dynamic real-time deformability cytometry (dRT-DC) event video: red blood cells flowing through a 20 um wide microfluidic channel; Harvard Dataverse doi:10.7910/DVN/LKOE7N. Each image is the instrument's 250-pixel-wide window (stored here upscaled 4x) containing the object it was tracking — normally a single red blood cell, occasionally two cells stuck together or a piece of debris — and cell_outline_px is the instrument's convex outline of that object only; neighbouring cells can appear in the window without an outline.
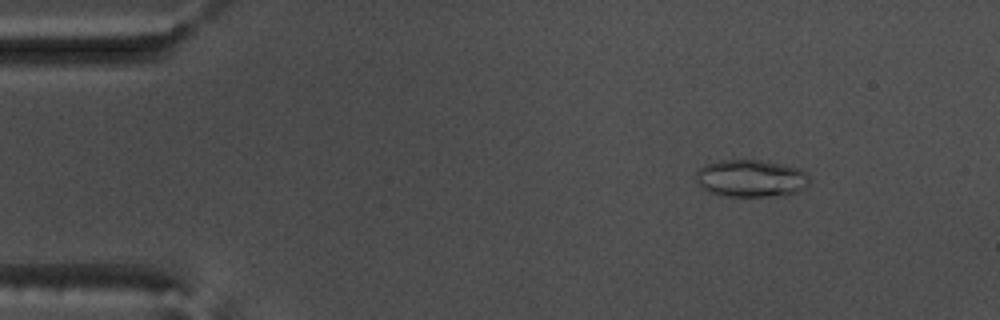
{"species": "common noctule bat (a hibernating species)", "species_latin": "Nyctalus noctula", "temperature_condition": "warm", "stored_images_in_passage": 56, "camera_frame_rate_fps": 3000, "um_per_image_px": 0.085, "animal": {"sex": "male", "body_mass_g": 17.5, "forearm_length_mm": 52.3}, "frame": {"image": 1, "passage_image": 8, "time_ms": 2.333, "image_size_px": [1000, 320], "cell_outline_px": [[808, 180], [804, 188], [796, 192], [784, 196], [724, 196], [708, 192], [696, 180], [696, 172], [704, 164], [720, 160], [760, 160], [800, 168], [808, 176]], "centroid_in_image_um": [63.81, 15.16], "position_along_channel_um": 21.2, "area_um2": 24.62}}
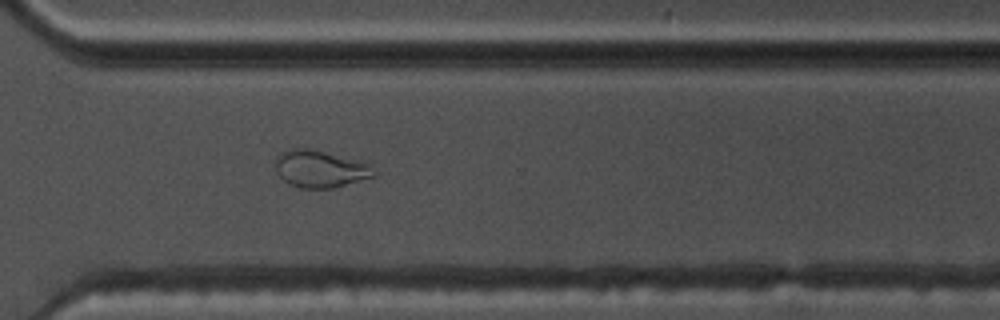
{"frame": {"image": 2, "passage_image": 41, "time_ms": 13.333, "image_size_px": [1000, 320], "cell_outline_px": [[376, 176], [332, 188], [300, 188], [288, 184], [280, 176], [276, 168], [276, 156], [284, 152], [296, 148], [308, 148], [360, 160], [368, 164], [376, 172]], "centroid_in_image_um": [27.23, 14.36], "position_along_channel_um": 343.4, "area_um2": 21.15}}
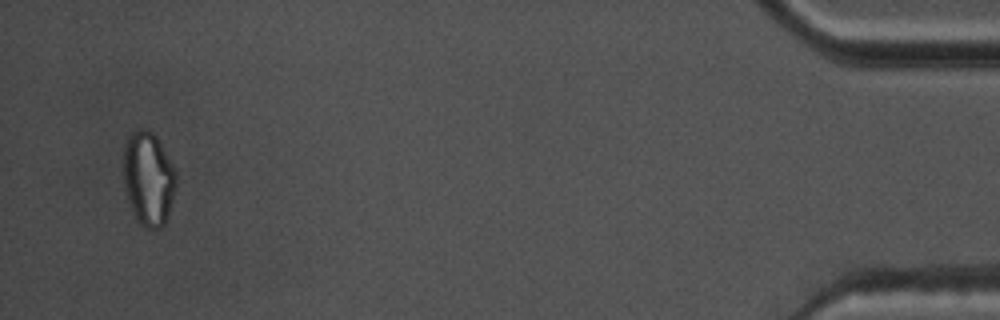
{"frame": {"image": 3, "passage_image": 54, "time_ms": 17.667, "image_size_px": [1000, 320], "cell_outline_px": [[176, 184], [172, 200], [164, 224], [160, 228], [144, 228], [136, 220], [124, 184], [124, 148], [128, 136], [132, 132], [140, 128], [148, 128], [156, 136], [172, 164], [176, 172]], "centroid_in_image_um": [12.61, 15.16], "position_along_channel_um": 422.6, "area_um2": 28.44}, "authors_computed_cell_mechanics": {"area_um2": 22.0796, "velocity_mm_per_s": 3.6981, "shape_relaxation_time_tau1_ms": null, "shape_relaxation_time_tau2_ms": 1.6074, "deformation_change_tau1": null, "deformation_change_tau2": 0.0658}}